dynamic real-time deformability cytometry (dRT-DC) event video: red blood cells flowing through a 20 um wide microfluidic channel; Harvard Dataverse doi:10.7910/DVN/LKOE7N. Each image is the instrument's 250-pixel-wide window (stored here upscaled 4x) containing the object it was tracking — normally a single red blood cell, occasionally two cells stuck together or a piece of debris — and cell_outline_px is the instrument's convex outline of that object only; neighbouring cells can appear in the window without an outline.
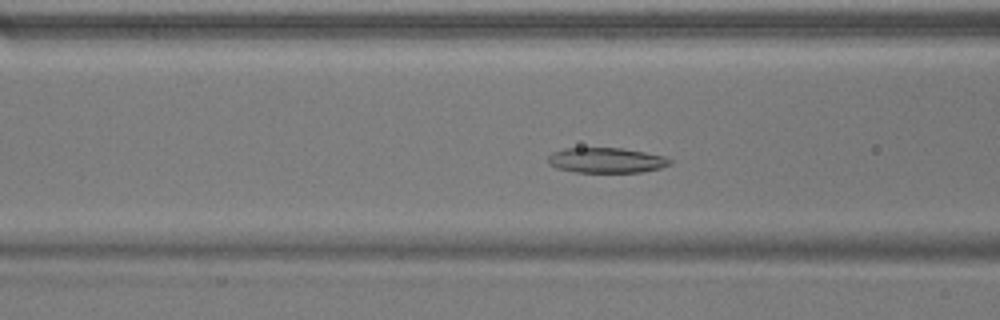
{"species": "common noctule bat (a hibernating species)", "species_latin": "Nyctalus noctula", "temperature_condition": "warm", "stored_images_in_passage": 52, "camera_frame_rate_fps": 3000, "um_per_image_px": 0.085, "animal": {"sex": "male", "body_mass_g": 17.9}, "frame": {"image": 1, "passage_image": 19, "time_ms": 6.0, "image_size_px": [1000, 320], "cell_outline_px": [[672, 164], [660, 168], [640, 172], [576, 172], [556, 168], [548, 164], [548, 156], [552, 152], [564, 148], [620, 148], [644, 152], [664, 156], [672, 160]], "centroid_in_image_um": [51.52, 13.62], "position_along_channel_um": 115.1, "area_um2": 17.92}}
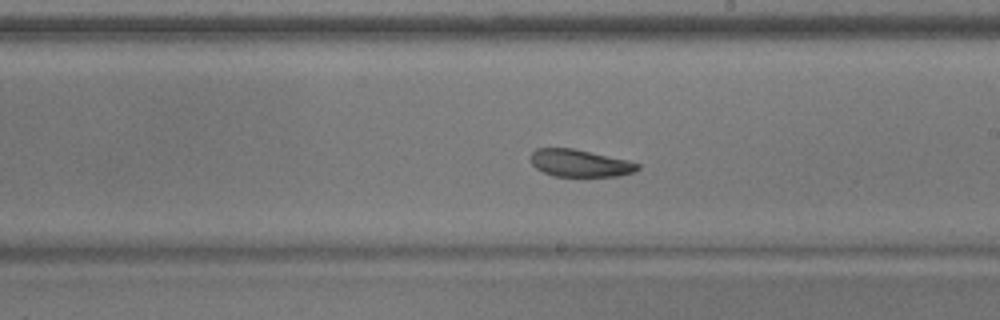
{"frame": {"image": 2, "passage_image": 29, "time_ms": 9.333, "image_size_px": [1000, 320], "cell_outline_px": [[640, 168], [632, 172], [620, 176], [552, 176], [536, 168], [532, 164], [532, 152], [536, 148], [572, 148], [628, 160], [640, 164]], "centroid_in_image_um": [49.3, 13.87], "position_along_channel_um": 239.7, "area_um2": 16.88}}
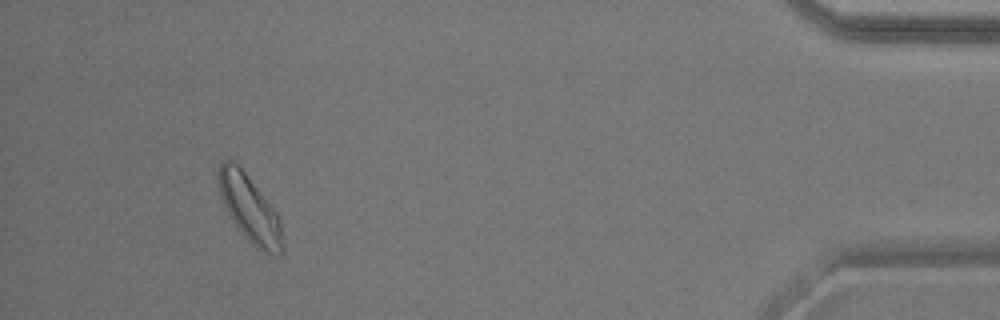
{"frame": {"image": 3, "passage_image": 48, "time_ms": 15.667, "image_size_px": [1000, 320], "cell_outline_px": [[284, 248], [280, 256], [256, 248], [244, 236], [228, 212], [224, 204], [220, 192], [216, 176], [216, 172], [220, 160], [232, 160], [244, 172], [276, 212], [280, 220], [284, 244]], "centroid_in_image_um": [21.22, 17.74], "position_along_channel_um": 414.0, "area_um2": 24.51}, "authors_computed_cell_mechanics": {"area_um2": 19.9988, "velocity_mm_per_s": 3.7397, "shape_relaxation_time_tau1_ms": 4.3823, "shape_relaxation_time_tau2_ms": 2.9699, "deformation_change_tau1": 0.1106, "deformation_change_tau2": 0.0864}}